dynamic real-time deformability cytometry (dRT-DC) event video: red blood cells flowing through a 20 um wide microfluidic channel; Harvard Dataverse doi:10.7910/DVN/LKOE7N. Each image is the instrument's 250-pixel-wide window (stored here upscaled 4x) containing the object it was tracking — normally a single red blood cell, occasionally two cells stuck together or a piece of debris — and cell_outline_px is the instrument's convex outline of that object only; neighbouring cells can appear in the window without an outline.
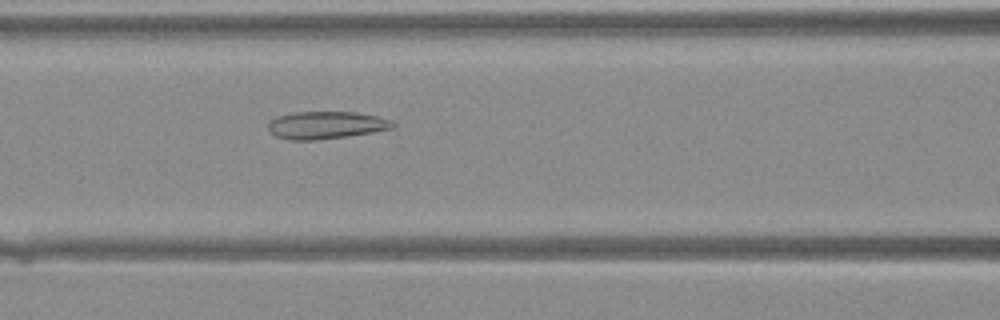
{"species": "Egyptian fruit bat (a non-hibernating species)", "species_latin": "Rousettus aegyptiacus", "temperature_condition": "warm", "stored_images_in_passage": 35, "camera_frame_rate_fps": 3000, "um_per_image_px": 0.085, "animal": {"sex": "female"}, "frame": {"image": 1, "passage_image": 16, "time_ms": 5.0, "image_size_px": [1000, 320], "cell_outline_px": [[396, 124], [392, 128], [372, 132], [348, 136], [316, 140], [288, 140], [276, 136], [268, 128], [268, 124], [276, 116], [292, 112], [352, 112], [376, 116], [392, 120]], "centroid_in_image_um": [27.7, 10.63], "position_along_channel_um": 138.9, "area_um2": 19.88}}
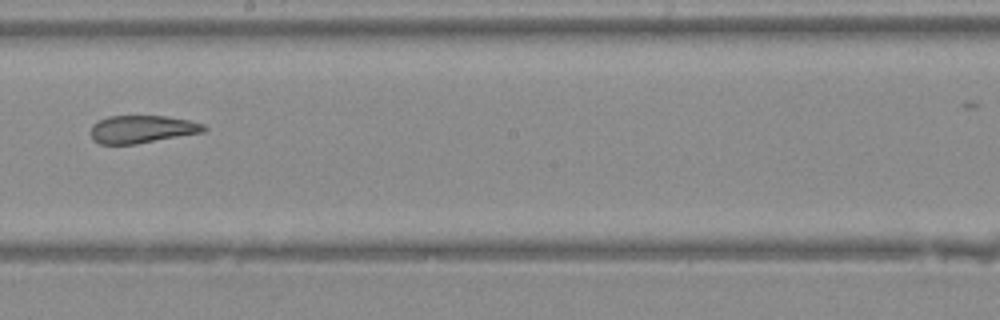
{"frame": {"image": 2, "passage_image": 22, "time_ms": 7.0, "image_size_px": [1000, 320], "cell_outline_px": [[208, 128], [204, 132], [136, 144], [100, 144], [92, 140], [92, 124], [108, 116], [164, 116], [188, 120], [204, 124]], "centroid_in_image_um": [12.08, 10.98], "position_along_channel_um": 236.1, "area_um2": 18.21}}
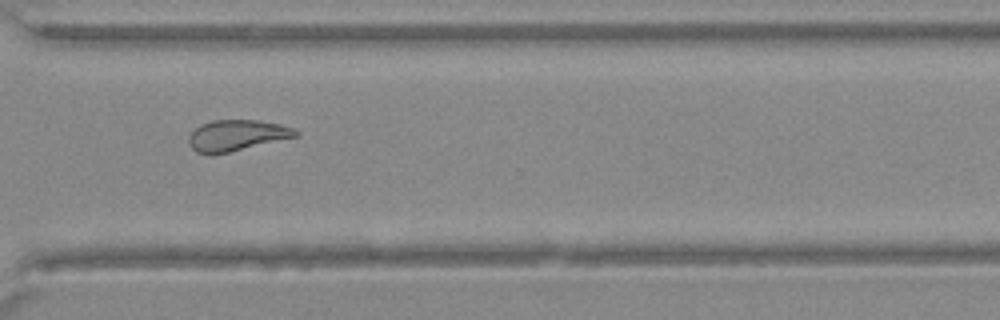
{"frame": {"image": 3, "passage_image": 29, "time_ms": 9.333, "image_size_px": [1000, 320], "cell_outline_px": [[300, 136], [228, 152], [196, 152], [188, 144], [188, 136], [200, 124], [212, 120], [256, 120], [280, 124], [292, 128], [300, 132]], "centroid_in_image_um": [20.15, 11.48], "position_along_channel_um": 350.4, "area_um2": 19.02}}